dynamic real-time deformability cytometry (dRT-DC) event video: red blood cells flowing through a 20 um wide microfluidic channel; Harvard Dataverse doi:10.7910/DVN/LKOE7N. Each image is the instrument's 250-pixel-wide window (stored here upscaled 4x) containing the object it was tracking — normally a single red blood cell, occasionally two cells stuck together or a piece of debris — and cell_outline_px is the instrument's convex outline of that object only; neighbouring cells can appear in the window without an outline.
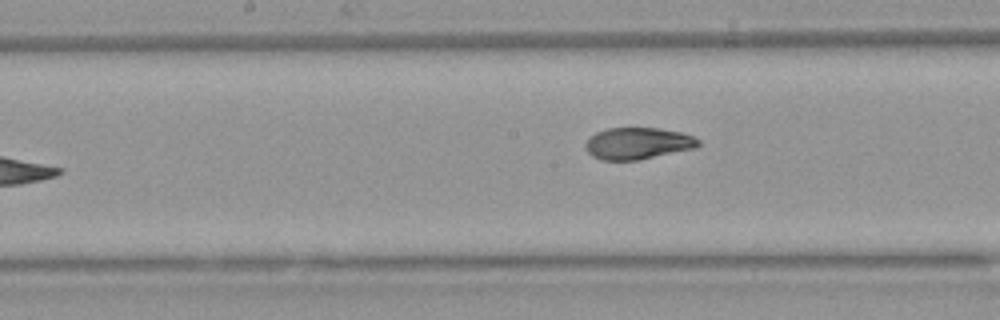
{"species": "Egyptian fruit bat (a non-hibernating species)", "species_latin": "Rousettus aegyptiacus", "temperature_condition": "warm", "stored_images_in_passage": 8, "camera_frame_rate_fps": 3000, "um_per_image_px": 0.085, "animal": {"sex": "female"}, "frame": {"image": 1, "passage_image": 8, "time_ms": 8.333, "image_size_px": [1000, 320], "cell_outline_px": [[700, 144], [696, 148], [636, 160], [600, 160], [592, 156], [588, 152], [584, 144], [596, 132], [608, 128], [660, 128], [680, 132], [692, 136], [700, 140]], "centroid_in_image_um": [54.21, 12.19], "position_along_channel_um": 194.0, "area_um2": 20.75}}